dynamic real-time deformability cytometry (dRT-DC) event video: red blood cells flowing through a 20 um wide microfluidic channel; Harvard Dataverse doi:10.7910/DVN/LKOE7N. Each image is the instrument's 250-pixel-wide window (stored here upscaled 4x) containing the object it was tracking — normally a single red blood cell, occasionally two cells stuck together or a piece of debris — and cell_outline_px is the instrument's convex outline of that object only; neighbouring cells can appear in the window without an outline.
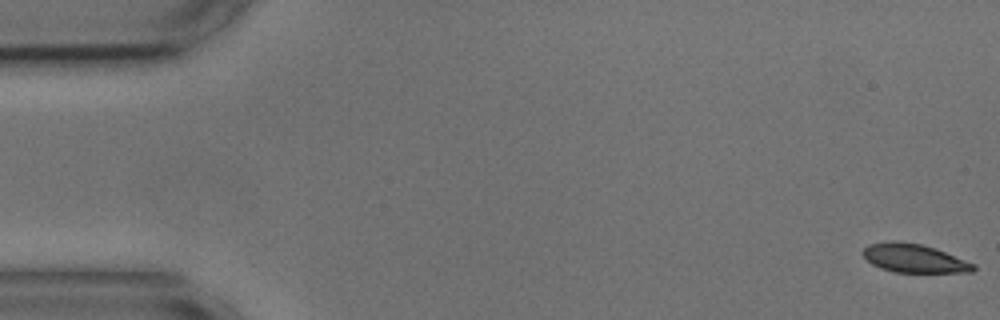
{"species": "common noctule bat (a hibernating species)", "species_latin": "Nyctalus noctula", "temperature_condition": "cold", "stored_images_in_passage": 25, "camera_frame_rate_fps": 3000, "um_per_image_px": 0.085, "animal": {"sex": "male", "body_mass_g": 17.9, "forearm_length_mm": 54.2}, "frame": {"image": 1, "passage_image": 1, "time_ms": 0.0, "image_size_px": [1000, 320], "cell_outline_px": [[976, 268], [972, 272], [896, 272], [880, 268], [872, 264], [860, 252], [868, 244], [892, 240], [896, 240], [920, 244], [936, 248], [976, 264]], "centroid_in_image_um": [77.69, 21.94], "position_along_channel_um": 7.3, "area_um2": 18.5}}
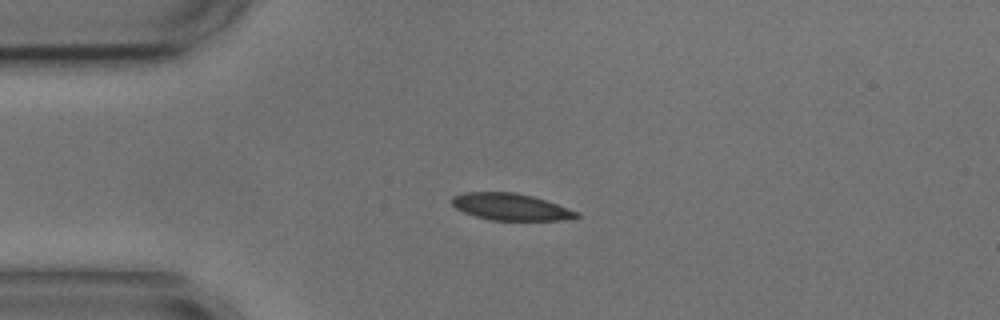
{"frame": {"image": 2, "passage_image": 13, "time_ms": 4.0, "image_size_px": [1000, 320], "cell_outline_px": [[580, 216], [564, 220], [492, 220], [476, 216], [464, 212], [456, 208], [452, 204], [452, 196], [464, 192], [516, 192], [532, 196], [580, 212]], "centroid_in_image_um": [43.4, 17.58], "position_along_channel_um": 41.6, "area_um2": 19.36}}